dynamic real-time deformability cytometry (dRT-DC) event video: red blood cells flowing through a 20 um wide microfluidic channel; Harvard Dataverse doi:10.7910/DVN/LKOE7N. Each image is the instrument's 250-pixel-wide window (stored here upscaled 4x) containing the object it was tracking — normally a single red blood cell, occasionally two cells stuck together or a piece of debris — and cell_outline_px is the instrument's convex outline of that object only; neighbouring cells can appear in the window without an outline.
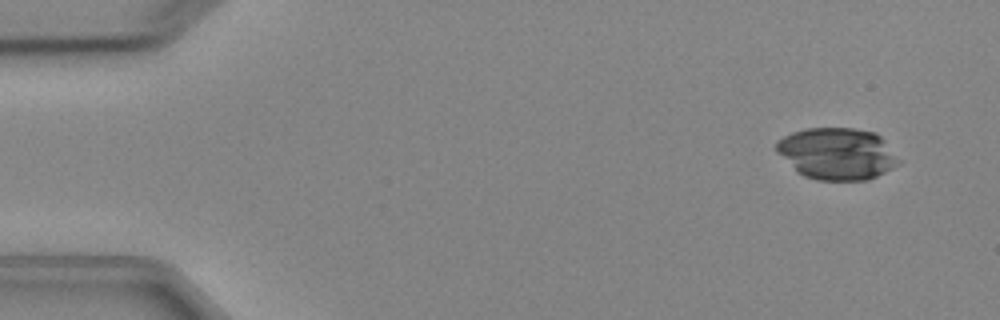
{"species": "Egyptian fruit bat (a non-hibernating species)", "species_latin": "Rousettus aegyptiacus", "temperature_condition": "cold", "stored_images_in_passage": 4, "camera_frame_rate_fps": 3000, "um_per_image_px": 0.085, "animal": {"sex": "female"}, "frame": {"image": 1, "passage_image": 1, "time_ms": 0.0, "image_size_px": [1000, 320], "cell_outline_px": [[900, 164], [868, 180], [816, 180], [804, 176], [796, 172], [776, 152], [776, 140], [792, 132], [808, 128], [852, 128], [876, 132], [884, 140], [900, 160]], "centroid_in_image_um": [71.12, 13.06], "position_along_channel_um": 13.9, "area_um2": 37.11}}